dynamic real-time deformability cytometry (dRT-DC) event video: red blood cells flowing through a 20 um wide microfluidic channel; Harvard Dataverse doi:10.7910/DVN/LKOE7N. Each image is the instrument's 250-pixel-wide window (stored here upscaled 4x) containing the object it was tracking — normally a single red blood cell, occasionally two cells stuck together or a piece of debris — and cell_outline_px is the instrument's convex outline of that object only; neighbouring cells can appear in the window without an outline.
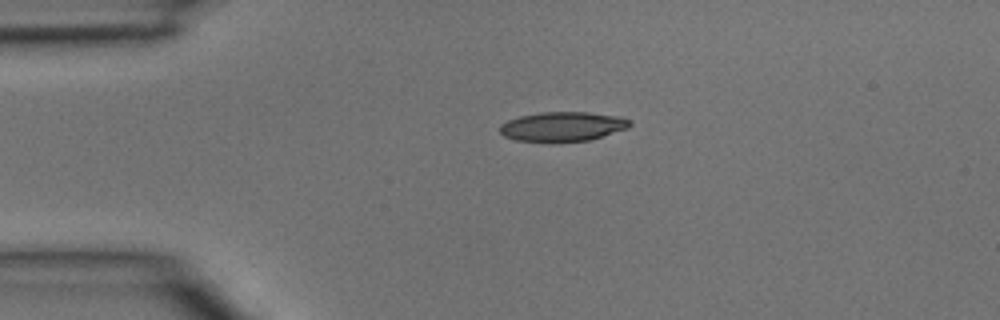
{"species": "common noctule bat (a hibernating species)", "species_latin": "Nyctalus noctula", "temperature_condition": "room temperature", "stored_images_in_passage": 4, "camera_frame_rate_fps": 3000, "um_per_image_px": 0.085, "animal": {"sex": "male", "body_mass_g": 15.6}, "frame": {"image": 1, "passage_image": 4, "time_ms": 1.0, "image_size_px": [1000, 320], "cell_outline_px": [[632, 124], [628, 128], [592, 140], [516, 140], [504, 136], [500, 132], [500, 124], [508, 120], [520, 116], [540, 112], [588, 112], [620, 116], [628, 120]], "centroid_in_image_um": [47.85, 10.73], "position_along_channel_um": 37.1, "area_um2": 21.91}}